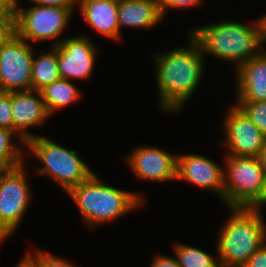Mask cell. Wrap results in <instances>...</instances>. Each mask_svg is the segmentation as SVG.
I'll return each mask as SVG.
<instances>
[{
    "label": "cell",
    "mask_w": 266,
    "mask_h": 267,
    "mask_svg": "<svg viewBox=\"0 0 266 267\" xmlns=\"http://www.w3.org/2000/svg\"><path fill=\"white\" fill-rule=\"evenodd\" d=\"M189 41V47L154 56L160 107L167 112L182 108L199 85L204 72V54L201 47L191 34Z\"/></svg>",
    "instance_id": "obj_1"
},
{
    "label": "cell",
    "mask_w": 266,
    "mask_h": 267,
    "mask_svg": "<svg viewBox=\"0 0 266 267\" xmlns=\"http://www.w3.org/2000/svg\"><path fill=\"white\" fill-rule=\"evenodd\" d=\"M254 26L226 21L198 27L190 34L199 43L203 54H210L219 59L237 62V70L258 56L262 50L261 29L259 20Z\"/></svg>",
    "instance_id": "obj_2"
},
{
    "label": "cell",
    "mask_w": 266,
    "mask_h": 267,
    "mask_svg": "<svg viewBox=\"0 0 266 267\" xmlns=\"http://www.w3.org/2000/svg\"><path fill=\"white\" fill-rule=\"evenodd\" d=\"M259 209L230 207L231 216L218 240L220 267H243L250 256L266 242V225Z\"/></svg>",
    "instance_id": "obj_3"
},
{
    "label": "cell",
    "mask_w": 266,
    "mask_h": 267,
    "mask_svg": "<svg viewBox=\"0 0 266 267\" xmlns=\"http://www.w3.org/2000/svg\"><path fill=\"white\" fill-rule=\"evenodd\" d=\"M68 194L90 227L115 220L143 203L139 194L105 185L96 174L73 187Z\"/></svg>",
    "instance_id": "obj_4"
},
{
    "label": "cell",
    "mask_w": 266,
    "mask_h": 267,
    "mask_svg": "<svg viewBox=\"0 0 266 267\" xmlns=\"http://www.w3.org/2000/svg\"><path fill=\"white\" fill-rule=\"evenodd\" d=\"M226 160L223 201L228 208L266 204V173L258 157L227 155Z\"/></svg>",
    "instance_id": "obj_5"
},
{
    "label": "cell",
    "mask_w": 266,
    "mask_h": 267,
    "mask_svg": "<svg viewBox=\"0 0 266 267\" xmlns=\"http://www.w3.org/2000/svg\"><path fill=\"white\" fill-rule=\"evenodd\" d=\"M26 147L43 162L44 166L38 169L39 173L52 177L67 193L94 174L76 151L64 148L48 138L35 135L26 143Z\"/></svg>",
    "instance_id": "obj_6"
},
{
    "label": "cell",
    "mask_w": 266,
    "mask_h": 267,
    "mask_svg": "<svg viewBox=\"0 0 266 267\" xmlns=\"http://www.w3.org/2000/svg\"><path fill=\"white\" fill-rule=\"evenodd\" d=\"M24 164L4 171L0 178V232L5 238L19 226L30 201Z\"/></svg>",
    "instance_id": "obj_7"
},
{
    "label": "cell",
    "mask_w": 266,
    "mask_h": 267,
    "mask_svg": "<svg viewBox=\"0 0 266 267\" xmlns=\"http://www.w3.org/2000/svg\"><path fill=\"white\" fill-rule=\"evenodd\" d=\"M72 11L67 8L41 5L28 9L18 7L16 34L26 41L57 40L67 26Z\"/></svg>",
    "instance_id": "obj_8"
},
{
    "label": "cell",
    "mask_w": 266,
    "mask_h": 267,
    "mask_svg": "<svg viewBox=\"0 0 266 267\" xmlns=\"http://www.w3.org/2000/svg\"><path fill=\"white\" fill-rule=\"evenodd\" d=\"M33 51L17 34L0 47V91L31 89Z\"/></svg>",
    "instance_id": "obj_9"
},
{
    "label": "cell",
    "mask_w": 266,
    "mask_h": 267,
    "mask_svg": "<svg viewBox=\"0 0 266 267\" xmlns=\"http://www.w3.org/2000/svg\"><path fill=\"white\" fill-rule=\"evenodd\" d=\"M225 120L228 155L258 157L266 145V135L236 105L229 108Z\"/></svg>",
    "instance_id": "obj_10"
},
{
    "label": "cell",
    "mask_w": 266,
    "mask_h": 267,
    "mask_svg": "<svg viewBox=\"0 0 266 267\" xmlns=\"http://www.w3.org/2000/svg\"><path fill=\"white\" fill-rule=\"evenodd\" d=\"M54 46L61 78L85 79L91 75L97 50L86 36L63 39Z\"/></svg>",
    "instance_id": "obj_11"
},
{
    "label": "cell",
    "mask_w": 266,
    "mask_h": 267,
    "mask_svg": "<svg viewBox=\"0 0 266 267\" xmlns=\"http://www.w3.org/2000/svg\"><path fill=\"white\" fill-rule=\"evenodd\" d=\"M36 92L37 97L33 95ZM39 96V97H38ZM12 130H14L22 144L34 137L26 130L28 127L41 125L50 116L40 91L21 90L11 92Z\"/></svg>",
    "instance_id": "obj_12"
},
{
    "label": "cell",
    "mask_w": 266,
    "mask_h": 267,
    "mask_svg": "<svg viewBox=\"0 0 266 267\" xmlns=\"http://www.w3.org/2000/svg\"><path fill=\"white\" fill-rule=\"evenodd\" d=\"M176 179L187 180L204 189H209L223 199L224 170L214 161L201 155L177 156Z\"/></svg>",
    "instance_id": "obj_13"
},
{
    "label": "cell",
    "mask_w": 266,
    "mask_h": 267,
    "mask_svg": "<svg viewBox=\"0 0 266 267\" xmlns=\"http://www.w3.org/2000/svg\"><path fill=\"white\" fill-rule=\"evenodd\" d=\"M126 161L138 178L152 181L176 179L177 155L160 148L140 146L131 152Z\"/></svg>",
    "instance_id": "obj_14"
},
{
    "label": "cell",
    "mask_w": 266,
    "mask_h": 267,
    "mask_svg": "<svg viewBox=\"0 0 266 267\" xmlns=\"http://www.w3.org/2000/svg\"><path fill=\"white\" fill-rule=\"evenodd\" d=\"M236 72L238 102L266 101V52L251 58Z\"/></svg>",
    "instance_id": "obj_15"
},
{
    "label": "cell",
    "mask_w": 266,
    "mask_h": 267,
    "mask_svg": "<svg viewBox=\"0 0 266 267\" xmlns=\"http://www.w3.org/2000/svg\"><path fill=\"white\" fill-rule=\"evenodd\" d=\"M78 3L81 14L93 29L113 40L120 38L118 0H77Z\"/></svg>",
    "instance_id": "obj_16"
},
{
    "label": "cell",
    "mask_w": 266,
    "mask_h": 267,
    "mask_svg": "<svg viewBox=\"0 0 266 267\" xmlns=\"http://www.w3.org/2000/svg\"><path fill=\"white\" fill-rule=\"evenodd\" d=\"M162 18L157 0H118L119 31L123 26L148 29Z\"/></svg>",
    "instance_id": "obj_17"
},
{
    "label": "cell",
    "mask_w": 266,
    "mask_h": 267,
    "mask_svg": "<svg viewBox=\"0 0 266 267\" xmlns=\"http://www.w3.org/2000/svg\"><path fill=\"white\" fill-rule=\"evenodd\" d=\"M40 92L50 115L73 104L81 94L70 80L63 78L46 85Z\"/></svg>",
    "instance_id": "obj_18"
},
{
    "label": "cell",
    "mask_w": 266,
    "mask_h": 267,
    "mask_svg": "<svg viewBox=\"0 0 266 267\" xmlns=\"http://www.w3.org/2000/svg\"><path fill=\"white\" fill-rule=\"evenodd\" d=\"M52 51L40 57H33L31 67V89L40 91L46 85L61 78L58 63L57 49L52 47Z\"/></svg>",
    "instance_id": "obj_19"
},
{
    "label": "cell",
    "mask_w": 266,
    "mask_h": 267,
    "mask_svg": "<svg viewBox=\"0 0 266 267\" xmlns=\"http://www.w3.org/2000/svg\"><path fill=\"white\" fill-rule=\"evenodd\" d=\"M174 248L180 267H220L211 255L196 247L175 244Z\"/></svg>",
    "instance_id": "obj_20"
},
{
    "label": "cell",
    "mask_w": 266,
    "mask_h": 267,
    "mask_svg": "<svg viewBox=\"0 0 266 267\" xmlns=\"http://www.w3.org/2000/svg\"><path fill=\"white\" fill-rule=\"evenodd\" d=\"M18 135L14 130L0 127V168L4 171L23 164V154L13 142L12 136Z\"/></svg>",
    "instance_id": "obj_21"
},
{
    "label": "cell",
    "mask_w": 266,
    "mask_h": 267,
    "mask_svg": "<svg viewBox=\"0 0 266 267\" xmlns=\"http://www.w3.org/2000/svg\"><path fill=\"white\" fill-rule=\"evenodd\" d=\"M235 105L266 135V101L237 102Z\"/></svg>",
    "instance_id": "obj_22"
},
{
    "label": "cell",
    "mask_w": 266,
    "mask_h": 267,
    "mask_svg": "<svg viewBox=\"0 0 266 267\" xmlns=\"http://www.w3.org/2000/svg\"><path fill=\"white\" fill-rule=\"evenodd\" d=\"M16 35V14L0 12V47Z\"/></svg>",
    "instance_id": "obj_23"
},
{
    "label": "cell",
    "mask_w": 266,
    "mask_h": 267,
    "mask_svg": "<svg viewBox=\"0 0 266 267\" xmlns=\"http://www.w3.org/2000/svg\"><path fill=\"white\" fill-rule=\"evenodd\" d=\"M11 92L0 91V127L12 130Z\"/></svg>",
    "instance_id": "obj_24"
},
{
    "label": "cell",
    "mask_w": 266,
    "mask_h": 267,
    "mask_svg": "<svg viewBox=\"0 0 266 267\" xmlns=\"http://www.w3.org/2000/svg\"><path fill=\"white\" fill-rule=\"evenodd\" d=\"M36 250L38 251H36L35 257H32L35 259L37 267H74V265L68 261L66 262L64 259L54 257L39 249Z\"/></svg>",
    "instance_id": "obj_25"
},
{
    "label": "cell",
    "mask_w": 266,
    "mask_h": 267,
    "mask_svg": "<svg viewBox=\"0 0 266 267\" xmlns=\"http://www.w3.org/2000/svg\"><path fill=\"white\" fill-rule=\"evenodd\" d=\"M202 0H157L160 12L164 17L166 9L168 8H184L199 6Z\"/></svg>",
    "instance_id": "obj_26"
},
{
    "label": "cell",
    "mask_w": 266,
    "mask_h": 267,
    "mask_svg": "<svg viewBox=\"0 0 266 267\" xmlns=\"http://www.w3.org/2000/svg\"><path fill=\"white\" fill-rule=\"evenodd\" d=\"M243 267H266V242L250 256Z\"/></svg>",
    "instance_id": "obj_27"
},
{
    "label": "cell",
    "mask_w": 266,
    "mask_h": 267,
    "mask_svg": "<svg viewBox=\"0 0 266 267\" xmlns=\"http://www.w3.org/2000/svg\"><path fill=\"white\" fill-rule=\"evenodd\" d=\"M36 5L41 6H52V7H59V8H67L73 9L74 5L76 6L77 0H29Z\"/></svg>",
    "instance_id": "obj_28"
},
{
    "label": "cell",
    "mask_w": 266,
    "mask_h": 267,
    "mask_svg": "<svg viewBox=\"0 0 266 267\" xmlns=\"http://www.w3.org/2000/svg\"><path fill=\"white\" fill-rule=\"evenodd\" d=\"M150 267H180L177 259L168 256H154Z\"/></svg>",
    "instance_id": "obj_29"
},
{
    "label": "cell",
    "mask_w": 266,
    "mask_h": 267,
    "mask_svg": "<svg viewBox=\"0 0 266 267\" xmlns=\"http://www.w3.org/2000/svg\"><path fill=\"white\" fill-rule=\"evenodd\" d=\"M18 0H0V12L16 14L18 9Z\"/></svg>",
    "instance_id": "obj_30"
},
{
    "label": "cell",
    "mask_w": 266,
    "mask_h": 267,
    "mask_svg": "<svg viewBox=\"0 0 266 267\" xmlns=\"http://www.w3.org/2000/svg\"><path fill=\"white\" fill-rule=\"evenodd\" d=\"M16 267H37L35 259L30 253H26L25 257L19 262Z\"/></svg>",
    "instance_id": "obj_31"
},
{
    "label": "cell",
    "mask_w": 266,
    "mask_h": 267,
    "mask_svg": "<svg viewBox=\"0 0 266 267\" xmlns=\"http://www.w3.org/2000/svg\"><path fill=\"white\" fill-rule=\"evenodd\" d=\"M260 29H261V39L262 44L266 42V15L259 19Z\"/></svg>",
    "instance_id": "obj_32"
},
{
    "label": "cell",
    "mask_w": 266,
    "mask_h": 267,
    "mask_svg": "<svg viewBox=\"0 0 266 267\" xmlns=\"http://www.w3.org/2000/svg\"><path fill=\"white\" fill-rule=\"evenodd\" d=\"M258 159H259L260 164L262 165V167L266 173V145L261 149V151L258 155Z\"/></svg>",
    "instance_id": "obj_33"
},
{
    "label": "cell",
    "mask_w": 266,
    "mask_h": 267,
    "mask_svg": "<svg viewBox=\"0 0 266 267\" xmlns=\"http://www.w3.org/2000/svg\"><path fill=\"white\" fill-rule=\"evenodd\" d=\"M4 239H6L4 236H3V234L0 232V243H1V241H3Z\"/></svg>",
    "instance_id": "obj_34"
},
{
    "label": "cell",
    "mask_w": 266,
    "mask_h": 267,
    "mask_svg": "<svg viewBox=\"0 0 266 267\" xmlns=\"http://www.w3.org/2000/svg\"><path fill=\"white\" fill-rule=\"evenodd\" d=\"M3 173H4V170L0 168V178H1Z\"/></svg>",
    "instance_id": "obj_35"
}]
</instances>
